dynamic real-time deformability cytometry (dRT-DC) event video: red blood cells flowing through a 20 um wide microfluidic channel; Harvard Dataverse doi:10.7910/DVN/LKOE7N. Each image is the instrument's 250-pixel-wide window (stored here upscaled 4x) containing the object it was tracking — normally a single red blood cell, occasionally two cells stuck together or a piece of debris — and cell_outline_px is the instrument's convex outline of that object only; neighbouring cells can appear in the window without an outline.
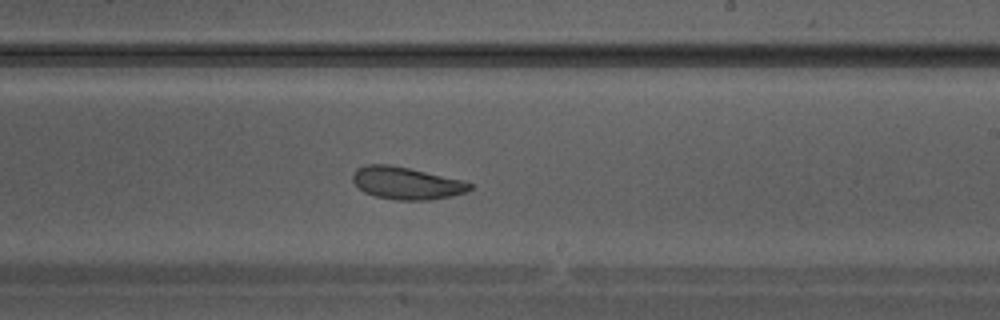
{"species": "Egyptian fruit bat (a non-hibernating species)", "species_latin": "Rousettus aegyptiacus", "temperature_condition": "warm", "stored_images_in_passage": 28, "camera_frame_rate_fps": 3000, "um_per_image_px": 0.085, "animal": {"sex": "male"}, "frame": {"image": 1, "passage_image": 13, "time_ms": 4.0, "image_size_px": [1000, 320], "cell_outline_px": [[472, 188], [468, 192], [452, 196], [432, 200], [396, 200], [376, 196], [364, 192], [352, 180], [352, 172], [356, 168], [368, 164], [388, 164], [408, 168], [464, 180], [472, 184]], "centroid_in_image_um": [34.56, 15.57], "position_along_channel_um": 254.4, "area_um2": 22.2}}